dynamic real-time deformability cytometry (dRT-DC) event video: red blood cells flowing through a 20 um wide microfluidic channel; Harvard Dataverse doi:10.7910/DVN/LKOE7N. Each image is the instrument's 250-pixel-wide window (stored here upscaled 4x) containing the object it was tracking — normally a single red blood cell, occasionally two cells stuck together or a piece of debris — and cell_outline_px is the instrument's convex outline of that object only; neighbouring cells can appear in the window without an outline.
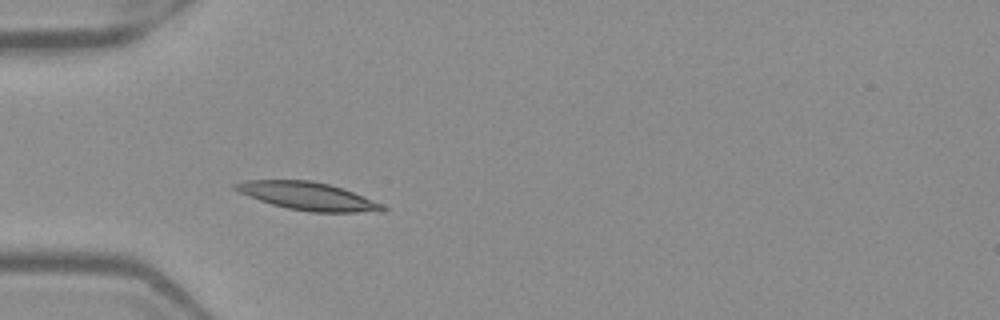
{"species": "Egyptian fruit bat (a non-hibernating species)", "species_latin": "Rousettus aegyptiacus", "temperature_condition": "warm", "stored_images_in_passage": 37, "camera_frame_rate_fps": 3000, "um_per_image_px": 0.085, "frame": {"image": 1, "passage_image": 1, "time_ms": 0.0, "image_size_px": [1000, 320], "cell_outline_px": [[388, 208], [384, 212], [308, 212], [288, 208], [272, 204], [248, 196], [232, 188], [232, 184], [244, 180], [312, 180], [344, 188], [384, 204]], "centroid_in_image_um": [26.21, 16.67], "position_along_channel_um": 58.8, "area_um2": 24.16}}
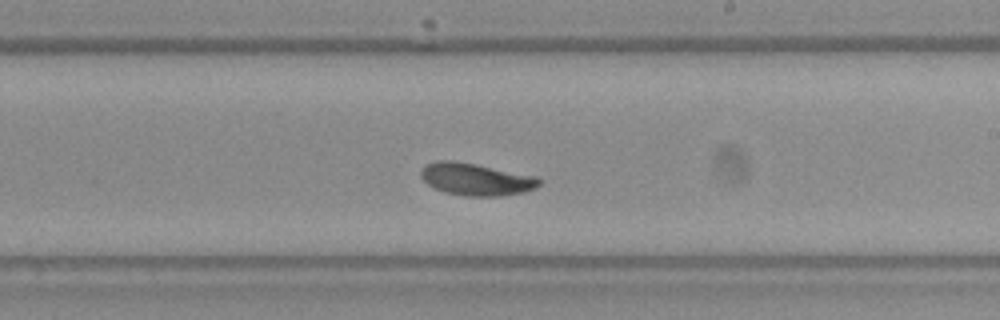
{"frame": {"image": 2, "passage_image": 16, "time_ms": 5.0, "image_size_px": [1000, 320], "cell_outline_px": [[544, 180], [536, 188], [524, 192], [500, 196], [464, 196], [444, 192], [428, 184], [420, 176], [420, 172], [424, 164], [436, 160], [452, 160], [476, 164], [536, 176]], "centroid_in_image_um": [40.46, 15.23], "position_along_channel_um": 248.5, "area_um2": 22.43}}
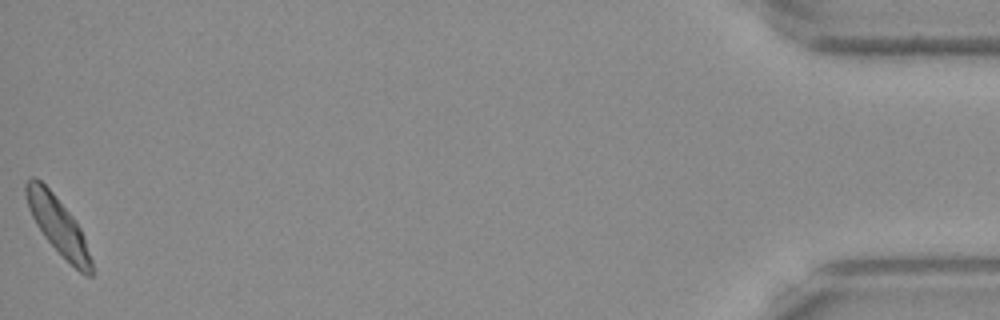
{"frame": {"image": 3, "passage_image": 37, "time_ms": 12.0, "image_size_px": [1000, 320], "cell_outline_px": [[92, 276], [84, 276], [44, 236], [36, 224], [28, 208], [24, 192], [24, 184], [32, 176], [36, 176], [52, 192], [76, 220], [84, 236], [92, 260]], "centroid_in_image_um": [4.92, 19.13], "position_along_channel_um": 430.3, "area_um2": 21.5}, "authors_computed_cell_mechanics": {"area_um2": 21.675, "velocity_mm_per_s": 3.9088, "shape_relaxation_time_tau1_ms": 9.987, "shape_relaxation_time_tau2_ms": 5.9476, "deformation_change_tau1": 0.2477, "deformation_change_tau2": 0.1088}}